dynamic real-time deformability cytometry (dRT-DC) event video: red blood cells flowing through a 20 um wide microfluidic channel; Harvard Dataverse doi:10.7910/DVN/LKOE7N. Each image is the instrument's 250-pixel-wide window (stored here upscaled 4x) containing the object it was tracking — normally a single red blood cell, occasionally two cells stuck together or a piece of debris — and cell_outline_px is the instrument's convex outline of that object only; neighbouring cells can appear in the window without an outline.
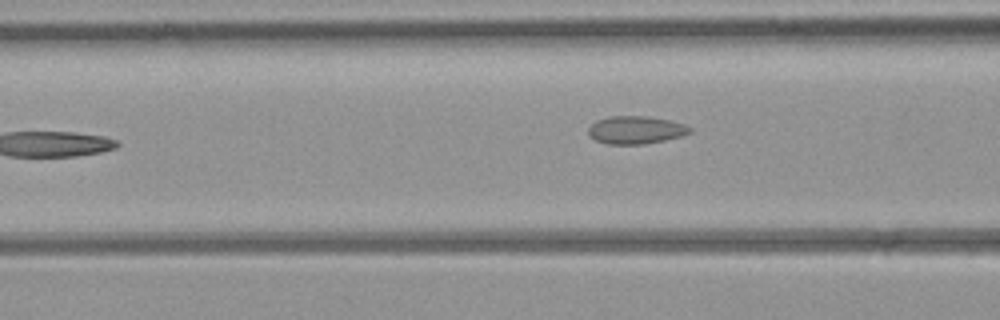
{"species": "common noctule bat (a hibernating species)", "species_latin": "Nyctalus noctula", "temperature_condition": "room temperature", "stored_images_in_passage": 8, "camera_frame_rate_fps": 3000, "um_per_image_px": 0.085, "animal": {"sex": "female", "body_mass_g": 21.9}, "frame": {"image": 1, "passage_image": 7, "time_ms": 7.667, "image_size_px": [1000, 320], "cell_outline_px": [[692, 132], [680, 136], [664, 140], [644, 144], [604, 144], [588, 136], [588, 128], [596, 120], [608, 116], [648, 116], [668, 120], [684, 124], [692, 128]], "centroid_in_image_um": [54.01, 11.04], "position_along_channel_um": 112.6, "area_um2": 16.53}}
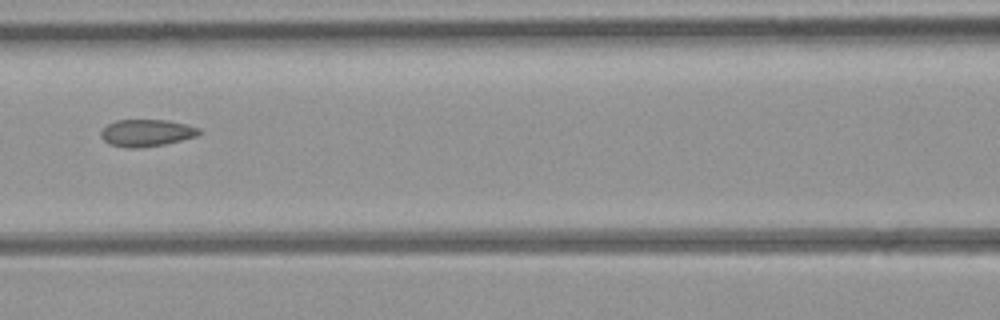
{"frame": {"image": 2, "passage_image": 8, "time_ms": 8.667, "image_size_px": [1000, 320], "cell_outline_px": [[204, 132], [196, 136], [164, 144], [132, 148], [128, 148], [108, 144], [100, 136], [100, 132], [108, 124], [116, 120], [168, 120], [188, 124], [200, 128]], "centroid_in_image_um": [12.48, 11.28], "position_along_channel_um": 154.1, "area_um2": 15.49}}